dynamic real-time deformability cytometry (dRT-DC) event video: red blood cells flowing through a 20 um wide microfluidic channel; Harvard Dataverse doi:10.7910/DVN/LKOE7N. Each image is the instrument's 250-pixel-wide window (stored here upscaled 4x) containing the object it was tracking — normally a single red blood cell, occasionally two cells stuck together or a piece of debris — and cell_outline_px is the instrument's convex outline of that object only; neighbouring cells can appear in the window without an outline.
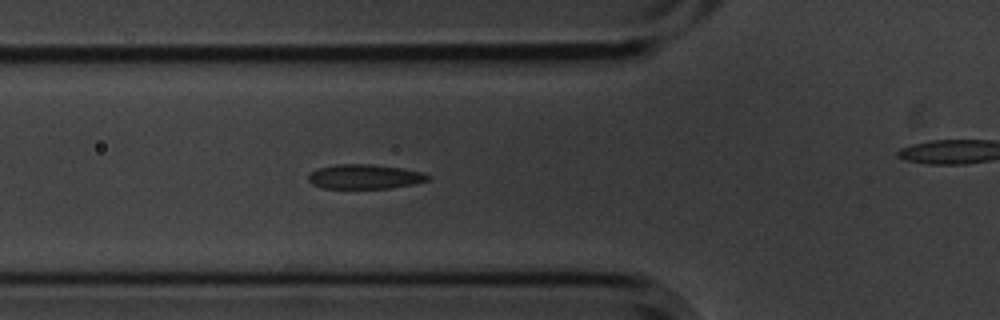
{"species": "common noctule bat (a hibernating species)", "species_latin": "Nyctalus noctula", "temperature_condition": "cold", "stored_images_in_passage": 5, "camera_frame_rate_fps": 3000, "um_per_image_px": 0.085, "animal": {"sex": "male", "body_mass_g": 20.1, "forearm_length_mm": 53.5}, "frame": {"image": 1, "passage_image": 4, "time_ms": 1.0, "image_size_px": [1000, 320], "cell_outline_px": [[428, 180], [412, 184], [388, 188], [324, 188], [312, 184], [308, 180], [308, 176], [312, 172], [320, 168], [336, 164], [372, 164], [400, 168], [424, 172], [428, 176]], "centroid_in_image_um": [30.99, 15.01], "position_along_channel_um": 94.8, "area_um2": 16.82}}